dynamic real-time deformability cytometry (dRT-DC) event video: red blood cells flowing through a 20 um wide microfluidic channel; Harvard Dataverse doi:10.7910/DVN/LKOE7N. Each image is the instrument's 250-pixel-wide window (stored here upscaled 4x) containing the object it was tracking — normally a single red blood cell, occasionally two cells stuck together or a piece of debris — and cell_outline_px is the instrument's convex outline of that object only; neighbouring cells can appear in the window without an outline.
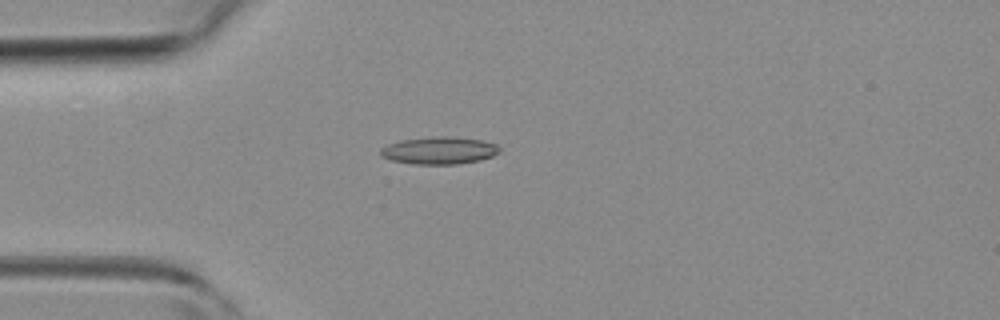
{"species": "common noctule bat (a hibernating species)", "species_latin": "Nyctalus noctula", "temperature_condition": "room temperature", "stored_images_in_passage": 4, "camera_frame_rate_fps": 3000, "um_per_image_px": 0.085, "animal": {"sex": "female", "body_mass_g": 19.3, "forearm_length_mm": 54.1}, "frame": {"image": 1, "passage_image": 3, "time_ms": 3.333, "image_size_px": [1000, 320], "cell_outline_px": [[500, 152], [492, 156], [480, 160], [456, 164], [412, 164], [392, 160], [380, 156], [380, 148], [388, 144], [400, 140], [436, 136], [448, 136], [480, 140], [496, 144], [500, 148]], "centroid_in_image_um": [37.31, 12.79], "position_along_channel_um": 47.7, "area_um2": 18.96}}